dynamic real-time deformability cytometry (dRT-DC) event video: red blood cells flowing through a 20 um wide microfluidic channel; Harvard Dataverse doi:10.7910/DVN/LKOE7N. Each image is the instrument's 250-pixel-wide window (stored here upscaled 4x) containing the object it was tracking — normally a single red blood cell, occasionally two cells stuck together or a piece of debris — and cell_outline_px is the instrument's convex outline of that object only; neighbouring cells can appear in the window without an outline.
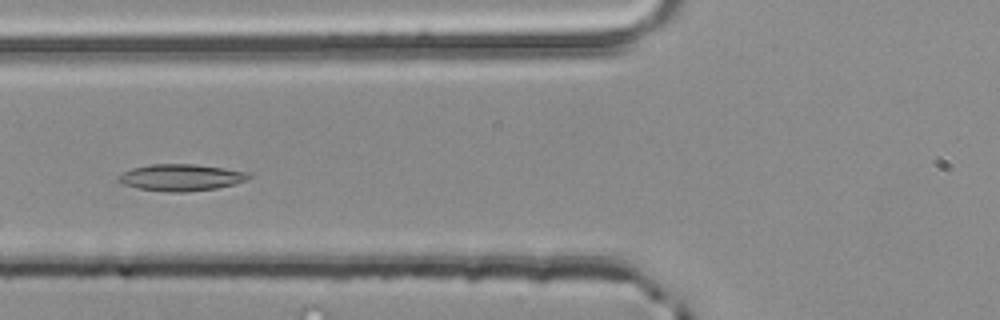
{"species": "common noctule bat (a hibernating species)", "species_latin": "Nyctalus noctula", "temperature_condition": "room temperature", "stored_images_in_passage": 41, "camera_frame_rate_fps": 3000, "um_per_image_px": 0.085, "animal": {"sex": "male", "body_mass_g": 20.4}, "frame": {"image": 1, "passage_image": 9, "time_ms": 2.667, "image_size_px": [1000, 320], "cell_outline_px": [[252, 176], [248, 180], [216, 188], [184, 192], [168, 192], [140, 188], [124, 184], [116, 180], [116, 176], [132, 168], [152, 164], [192, 164], [224, 168], [244, 172]], "centroid_in_image_um": [15.35, 15.08], "position_along_channel_um": 110.4, "area_um2": 20.0}}
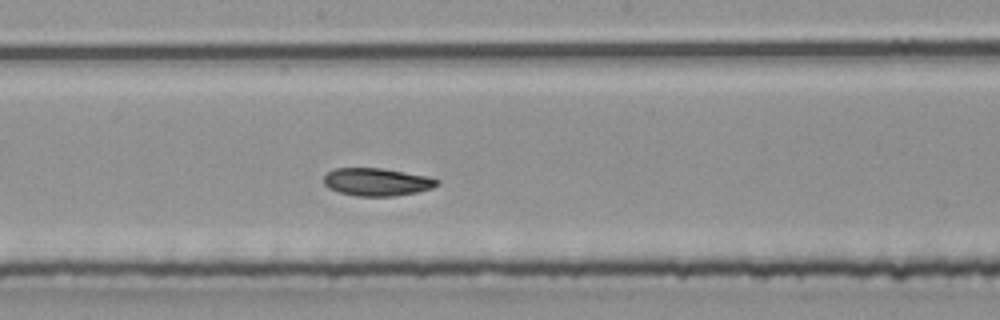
{"frame": {"image": 2, "passage_image": 17, "time_ms": 5.333, "image_size_px": [1000, 320], "cell_outline_px": [[440, 184], [432, 188], [416, 192], [392, 196], [356, 196], [340, 192], [328, 188], [324, 184], [324, 176], [328, 172], [336, 168], [380, 168], [428, 176], [440, 180]], "centroid_in_image_um": [32.04, 15.46], "position_along_channel_um": 216.2, "area_um2": 18.26}}
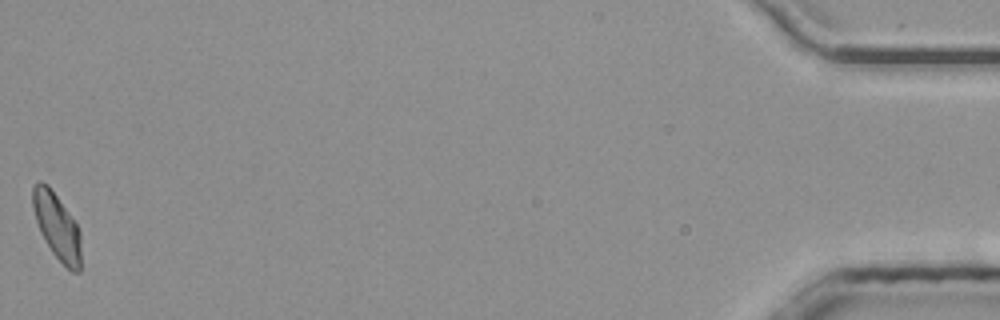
{"frame": {"image": 3, "passage_image": 41, "time_ms": 13.333, "image_size_px": [1000, 320], "cell_outline_px": [[80, 272], [72, 272], [52, 252], [44, 240], [40, 232], [32, 208], [32, 184], [36, 180], [40, 180], [48, 184], [76, 224], [80, 232]], "centroid_in_image_um": [4.8, 19.19], "position_along_channel_um": 430.4, "area_um2": 18.5}, "authors_computed_cell_mechanics": {"area_um2": 18.6694, "velocity_mm_per_s": 3.9574, "shape_relaxation_time_tau1_ms": 8.7123, "shape_relaxation_time_tau2_ms": 7.3226, "deformation_change_tau1": 0.1946, "deformation_change_tau2": 0.1213}}